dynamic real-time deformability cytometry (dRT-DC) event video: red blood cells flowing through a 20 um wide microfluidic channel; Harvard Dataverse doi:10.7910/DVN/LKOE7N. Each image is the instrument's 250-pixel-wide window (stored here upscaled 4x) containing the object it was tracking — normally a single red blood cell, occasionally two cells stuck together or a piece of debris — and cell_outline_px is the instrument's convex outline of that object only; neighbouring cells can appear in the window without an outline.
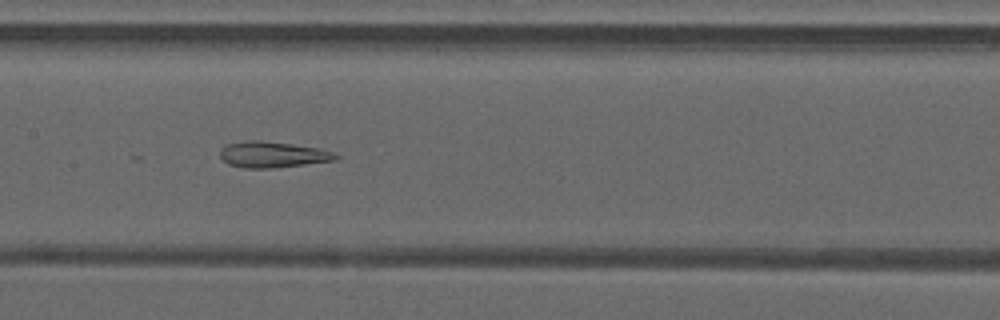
{"species": "common noctule bat (a hibernating species)", "species_latin": "Nyctalus noctula", "temperature_condition": "warm", "stored_images_in_passage": 32, "camera_frame_rate_fps": 3000, "um_per_image_px": 0.085, "animal": {"sex": "male", "forearm_length_mm": 52.5}, "frame": {"image": 1, "passage_image": 8, "time_ms": 2.333, "image_size_px": [1000, 320], "cell_outline_px": [[340, 156], [336, 160], [272, 168], [244, 168], [228, 164], [220, 156], [220, 148], [224, 144], [248, 140], [260, 140], [320, 148], [332, 152]], "centroid_in_image_um": [23.13, 13.13], "position_along_channel_um": 184.3, "area_um2": 17.51}}
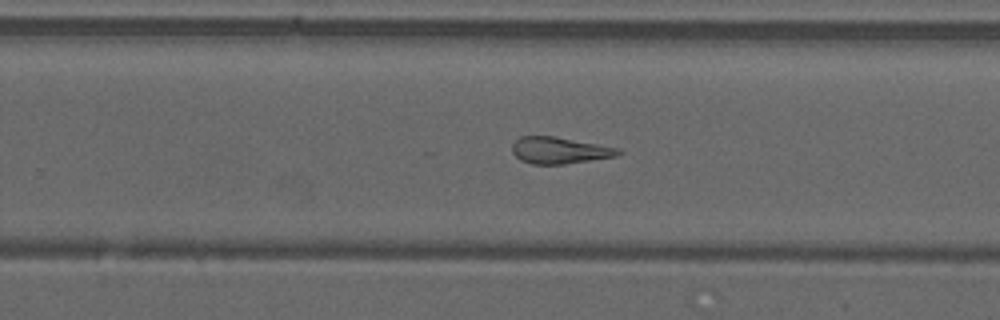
{"frame": {"image": 2, "passage_image": 15, "time_ms": 4.667, "image_size_px": [1000, 320], "cell_outline_px": [[624, 152], [616, 156], [564, 164], [532, 164], [520, 160], [512, 152], [512, 144], [520, 136], [556, 136], [620, 148]], "centroid_in_image_um": [47.57, 12.77], "position_along_channel_um": 282.2, "area_um2": 16.53}}
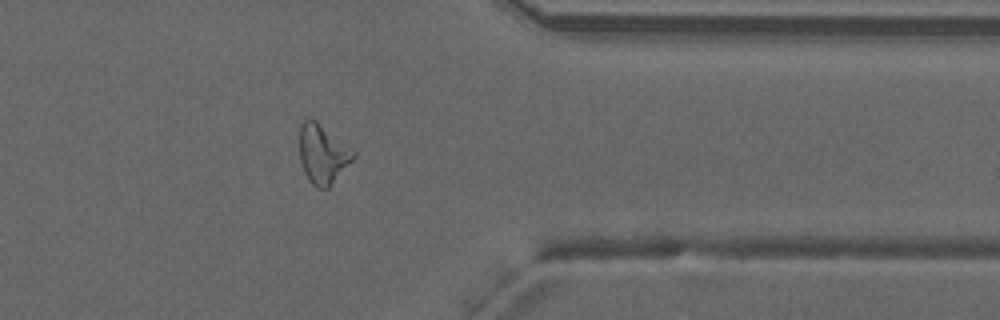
{"frame": {"image": 3, "passage_image": 23, "time_ms": 7.333, "image_size_px": [1000, 320], "cell_outline_px": [[356, 156], [328, 188], [316, 188], [308, 180], [304, 172], [300, 160], [300, 124], [308, 116], [316, 120], [356, 152]], "centroid_in_image_um": [27.41, 13.08], "position_along_channel_um": 384.0, "area_um2": 18.55}, "authors_computed_cell_mechanics": {"area_um2": 17.7735, "velocity_mm_per_s": 4.222, "shape_relaxation_time_tau1_ms": null, "shape_relaxation_time_tau2_ms": 1.3531, "deformation_change_tau1": null, "deformation_change_tau2": 0.1049}}